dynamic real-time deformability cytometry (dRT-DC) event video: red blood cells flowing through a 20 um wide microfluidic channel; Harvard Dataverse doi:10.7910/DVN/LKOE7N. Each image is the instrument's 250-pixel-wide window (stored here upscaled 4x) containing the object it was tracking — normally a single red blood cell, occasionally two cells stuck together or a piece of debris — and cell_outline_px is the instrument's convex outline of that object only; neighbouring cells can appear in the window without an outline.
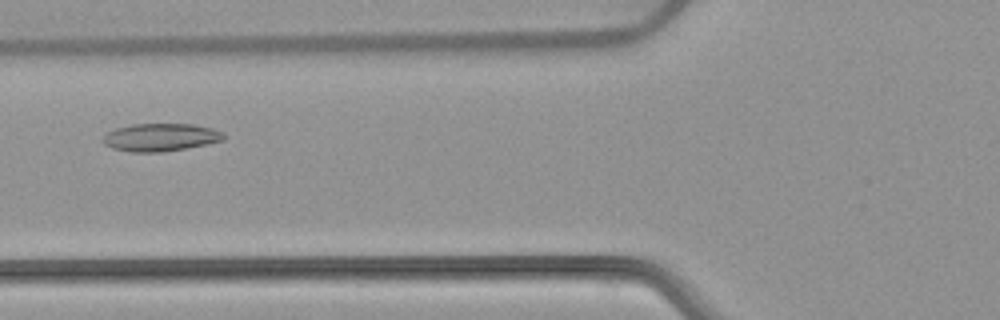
{"species": "common noctule bat (a hibernating species)", "species_latin": "Nyctalus noctula", "temperature_condition": "warm", "stored_images_in_passage": 47, "camera_frame_rate_fps": 3000, "um_per_image_px": 0.085, "animal": {"sex": "female", "body_mass_g": 22.7, "forearm_length_mm": 54.2}, "frame": {"image": 1, "passage_image": 15, "time_ms": 4.667, "image_size_px": [1000, 320], "cell_outline_px": [[228, 136], [224, 140], [208, 144], [164, 152], [128, 152], [112, 148], [104, 144], [100, 140], [100, 136], [116, 128], [132, 124], [192, 124], [212, 128], [224, 132]], "centroid_in_image_um": [13.64, 11.67], "position_along_channel_um": 112.2, "area_um2": 19.94}}
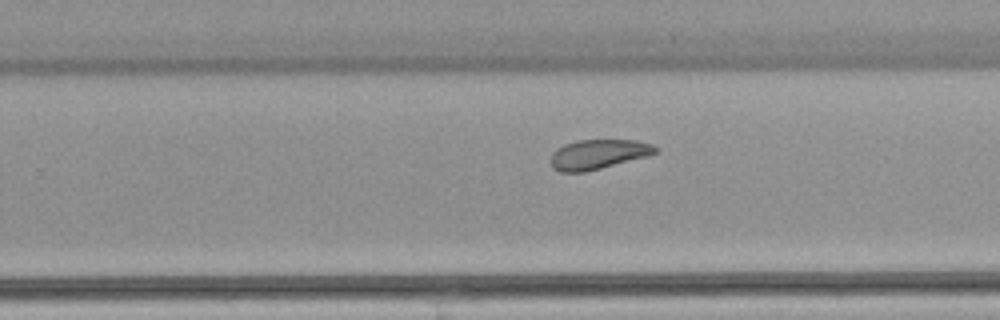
{"frame": {"image": 2, "passage_image": 28, "time_ms": 9.0, "image_size_px": [1000, 320], "cell_outline_px": [[656, 152], [648, 156], [584, 172], [560, 172], [552, 168], [548, 160], [552, 152], [556, 148], [564, 144], [580, 140], [636, 140], [652, 144], [656, 148]], "centroid_in_image_um": [50.77, 13.12], "position_along_channel_um": 279.0, "area_um2": 18.15}}
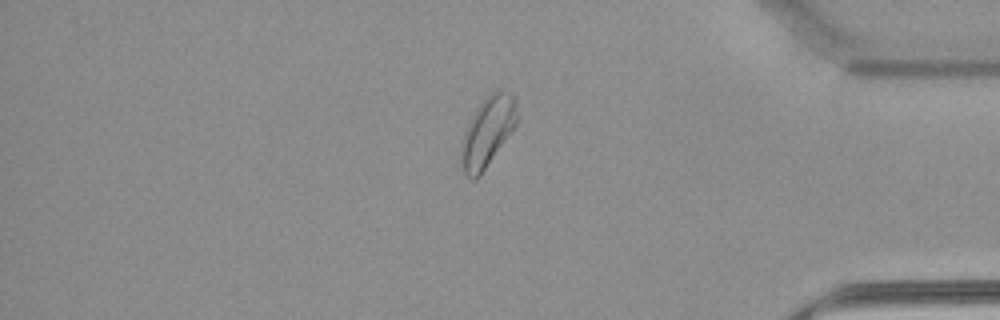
{"frame": {"image": 3, "passage_image": 39, "time_ms": 12.667, "image_size_px": [1000, 320], "cell_outline_px": [[516, 124], [480, 176], [476, 180], [472, 180], [464, 172], [460, 160], [460, 144], [464, 132], [476, 108], [492, 92], [500, 88], [508, 92], [516, 100]], "centroid_in_image_um": [41.41, 11.22], "position_along_channel_um": 393.8, "area_um2": 22.43}, "authors_computed_cell_mechanics": {"area_um2": 20.1144, "velocity_mm_per_s": 3.8605, "shape_relaxation_time_tau1_ms": 10.7063, "shape_relaxation_time_tau2_ms": 6.2759, "deformation_change_tau1": 0.1599, "deformation_change_tau2": 0.1163}}